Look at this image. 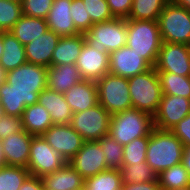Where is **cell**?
<instances>
[{
	"label": "cell",
	"mask_w": 190,
	"mask_h": 190,
	"mask_svg": "<svg viewBox=\"0 0 190 190\" xmlns=\"http://www.w3.org/2000/svg\"><path fill=\"white\" fill-rule=\"evenodd\" d=\"M38 103L47 109L53 124H70L73 111L66 102L64 94L46 88L40 92Z\"/></svg>",
	"instance_id": "obj_21"
},
{
	"label": "cell",
	"mask_w": 190,
	"mask_h": 190,
	"mask_svg": "<svg viewBox=\"0 0 190 190\" xmlns=\"http://www.w3.org/2000/svg\"><path fill=\"white\" fill-rule=\"evenodd\" d=\"M107 3L115 18L127 19L132 10L133 0H107Z\"/></svg>",
	"instance_id": "obj_41"
},
{
	"label": "cell",
	"mask_w": 190,
	"mask_h": 190,
	"mask_svg": "<svg viewBox=\"0 0 190 190\" xmlns=\"http://www.w3.org/2000/svg\"><path fill=\"white\" fill-rule=\"evenodd\" d=\"M22 15L21 3L0 0V31L9 32Z\"/></svg>",
	"instance_id": "obj_36"
},
{
	"label": "cell",
	"mask_w": 190,
	"mask_h": 190,
	"mask_svg": "<svg viewBox=\"0 0 190 190\" xmlns=\"http://www.w3.org/2000/svg\"><path fill=\"white\" fill-rule=\"evenodd\" d=\"M64 97L73 113L87 110L98 103L96 82L82 79L66 91Z\"/></svg>",
	"instance_id": "obj_20"
},
{
	"label": "cell",
	"mask_w": 190,
	"mask_h": 190,
	"mask_svg": "<svg viewBox=\"0 0 190 190\" xmlns=\"http://www.w3.org/2000/svg\"><path fill=\"white\" fill-rule=\"evenodd\" d=\"M30 175L25 167L1 166L0 167V190H19Z\"/></svg>",
	"instance_id": "obj_33"
},
{
	"label": "cell",
	"mask_w": 190,
	"mask_h": 190,
	"mask_svg": "<svg viewBox=\"0 0 190 190\" xmlns=\"http://www.w3.org/2000/svg\"><path fill=\"white\" fill-rule=\"evenodd\" d=\"M67 162L42 135L32 137L27 166L30 175L42 177L62 168Z\"/></svg>",
	"instance_id": "obj_10"
},
{
	"label": "cell",
	"mask_w": 190,
	"mask_h": 190,
	"mask_svg": "<svg viewBox=\"0 0 190 190\" xmlns=\"http://www.w3.org/2000/svg\"><path fill=\"white\" fill-rule=\"evenodd\" d=\"M161 190H177L190 187V175L182 163L163 170L157 175Z\"/></svg>",
	"instance_id": "obj_29"
},
{
	"label": "cell",
	"mask_w": 190,
	"mask_h": 190,
	"mask_svg": "<svg viewBox=\"0 0 190 190\" xmlns=\"http://www.w3.org/2000/svg\"><path fill=\"white\" fill-rule=\"evenodd\" d=\"M3 115H5V111H4V108H3V106H2V104L0 102V117L3 116Z\"/></svg>",
	"instance_id": "obj_50"
},
{
	"label": "cell",
	"mask_w": 190,
	"mask_h": 190,
	"mask_svg": "<svg viewBox=\"0 0 190 190\" xmlns=\"http://www.w3.org/2000/svg\"><path fill=\"white\" fill-rule=\"evenodd\" d=\"M149 137L150 135L134 139L129 144L123 146V165L146 162Z\"/></svg>",
	"instance_id": "obj_35"
},
{
	"label": "cell",
	"mask_w": 190,
	"mask_h": 190,
	"mask_svg": "<svg viewBox=\"0 0 190 190\" xmlns=\"http://www.w3.org/2000/svg\"><path fill=\"white\" fill-rule=\"evenodd\" d=\"M122 178L119 169H107L84 180L85 190H121Z\"/></svg>",
	"instance_id": "obj_31"
},
{
	"label": "cell",
	"mask_w": 190,
	"mask_h": 190,
	"mask_svg": "<svg viewBox=\"0 0 190 190\" xmlns=\"http://www.w3.org/2000/svg\"><path fill=\"white\" fill-rule=\"evenodd\" d=\"M128 83L132 108L154 117L163 95L160 78L154 67L128 78Z\"/></svg>",
	"instance_id": "obj_5"
},
{
	"label": "cell",
	"mask_w": 190,
	"mask_h": 190,
	"mask_svg": "<svg viewBox=\"0 0 190 190\" xmlns=\"http://www.w3.org/2000/svg\"><path fill=\"white\" fill-rule=\"evenodd\" d=\"M174 5L184 7L190 11V0H170Z\"/></svg>",
	"instance_id": "obj_46"
},
{
	"label": "cell",
	"mask_w": 190,
	"mask_h": 190,
	"mask_svg": "<svg viewBox=\"0 0 190 190\" xmlns=\"http://www.w3.org/2000/svg\"><path fill=\"white\" fill-rule=\"evenodd\" d=\"M71 3L72 0H54L46 18L49 29L60 37L80 34L70 15Z\"/></svg>",
	"instance_id": "obj_19"
},
{
	"label": "cell",
	"mask_w": 190,
	"mask_h": 190,
	"mask_svg": "<svg viewBox=\"0 0 190 190\" xmlns=\"http://www.w3.org/2000/svg\"><path fill=\"white\" fill-rule=\"evenodd\" d=\"M184 145L171 130L154 128L149 137L146 163L157 173L182 162Z\"/></svg>",
	"instance_id": "obj_2"
},
{
	"label": "cell",
	"mask_w": 190,
	"mask_h": 190,
	"mask_svg": "<svg viewBox=\"0 0 190 190\" xmlns=\"http://www.w3.org/2000/svg\"><path fill=\"white\" fill-rule=\"evenodd\" d=\"M76 66L82 79L96 82L109 73V53L100 52L85 41Z\"/></svg>",
	"instance_id": "obj_16"
},
{
	"label": "cell",
	"mask_w": 190,
	"mask_h": 190,
	"mask_svg": "<svg viewBox=\"0 0 190 190\" xmlns=\"http://www.w3.org/2000/svg\"><path fill=\"white\" fill-rule=\"evenodd\" d=\"M123 183H144L157 180V173L146 162L123 165L119 169Z\"/></svg>",
	"instance_id": "obj_32"
},
{
	"label": "cell",
	"mask_w": 190,
	"mask_h": 190,
	"mask_svg": "<svg viewBox=\"0 0 190 190\" xmlns=\"http://www.w3.org/2000/svg\"><path fill=\"white\" fill-rule=\"evenodd\" d=\"M21 119L24 130L33 136L43 135L53 125L49 112L39 103L27 106Z\"/></svg>",
	"instance_id": "obj_25"
},
{
	"label": "cell",
	"mask_w": 190,
	"mask_h": 190,
	"mask_svg": "<svg viewBox=\"0 0 190 190\" xmlns=\"http://www.w3.org/2000/svg\"><path fill=\"white\" fill-rule=\"evenodd\" d=\"M154 69L181 76H190V46L162 42Z\"/></svg>",
	"instance_id": "obj_11"
},
{
	"label": "cell",
	"mask_w": 190,
	"mask_h": 190,
	"mask_svg": "<svg viewBox=\"0 0 190 190\" xmlns=\"http://www.w3.org/2000/svg\"><path fill=\"white\" fill-rule=\"evenodd\" d=\"M127 44L152 67L162 45L158 21L126 20Z\"/></svg>",
	"instance_id": "obj_3"
},
{
	"label": "cell",
	"mask_w": 190,
	"mask_h": 190,
	"mask_svg": "<svg viewBox=\"0 0 190 190\" xmlns=\"http://www.w3.org/2000/svg\"><path fill=\"white\" fill-rule=\"evenodd\" d=\"M33 135L27 131L16 132L1 140L3 152L8 166L27 168Z\"/></svg>",
	"instance_id": "obj_17"
},
{
	"label": "cell",
	"mask_w": 190,
	"mask_h": 190,
	"mask_svg": "<svg viewBox=\"0 0 190 190\" xmlns=\"http://www.w3.org/2000/svg\"><path fill=\"white\" fill-rule=\"evenodd\" d=\"M96 85L98 103L111 115L132 108L128 78L107 73Z\"/></svg>",
	"instance_id": "obj_6"
},
{
	"label": "cell",
	"mask_w": 190,
	"mask_h": 190,
	"mask_svg": "<svg viewBox=\"0 0 190 190\" xmlns=\"http://www.w3.org/2000/svg\"><path fill=\"white\" fill-rule=\"evenodd\" d=\"M6 74H7V72L0 65V85L3 84L4 82H6Z\"/></svg>",
	"instance_id": "obj_48"
},
{
	"label": "cell",
	"mask_w": 190,
	"mask_h": 190,
	"mask_svg": "<svg viewBox=\"0 0 190 190\" xmlns=\"http://www.w3.org/2000/svg\"><path fill=\"white\" fill-rule=\"evenodd\" d=\"M154 128L152 115L131 108L111 115L109 135L125 146L134 139L150 135Z\"/></svg>",
	"instance_id": "obj_4"
},
{
	"label": "cell",
	"mask_w": 190,
	"mask_h": 190,
	"mask_svg": "<svg viewBox=\"0 0 190 190\" xmlns=\"http://www.w3.org/2000/svg\"><path fill=\"white\" fill-rule=\"evenodd\" d=\"M105 154L106 165L111 169L123 167V146L109 134L98 140Z\"/></svg>",
	"instance_id": "obj_34"
},
{
	"label": "cell",
	"mask_w": 190,
	"mask_h": 190,
	"mask_svg": "<svg viewBox=\"0 0 190 190\" xmlns=\"http://www.w3.org/2000/svg\"><path fill=\"white\" fill-rule=\"evenodd\" d=\"M70 15L76 29L82 34L86 33L93 25L91 18L87 16L83 0H72Z\"/></svg>",
	"instance_id": "obj_38"
},
{
	"label": "cell",
	"mask_w": 190,
	"mask_h": 190,
	"mask_svg": "<svg viewBox=\"0 0 190 190\" xmlns=\"http://www.w3.org/2000/svg\"><path fill=\"white\" fill-rule=\"evenodd\" d=\"M82 80L76 64L47 67V88L64 94Z\"/></svg>",
	"instance_id": "obj_23"
},
{
	"label": "cell",
	"mask_w": 190,
	"mask_h": 190,
	"mask_svg": "<svg viewBox=\"0 0 190 190\" xmlns=\"http://www.w3.org/2000/svg\"><path fill=\"white\" fill-rule=\"evenodd\" d=\"M181 163L190 175V146L184 147Z\"/></svg>",
	"instance_id": "obj_45"
},
{
	"label": "cell",
	"mask_w": 190,
	"mask_h": 190,
	"mask_svg": "<svg viewBox=\"0 0 190 190\" xmlns=\"http://www.w3.org/2000/svg\"><path fill=\"white\" fill-rule=\"evenodd\" d=\"M121 190H161L158 180L144 183H123Z\"/></svg>",
	"instance_id": "obj_43"
},
{
	"label": "cell",
	"mask_w": 190,
	"mask_h": 190,
	"mask_svg": "<svg viewBox=\"0 0 190 190\" xmlns=\"http://www.w3.org/2000/svg\"><path fill=\"white\" fill-rule=\"evenodd\" d=\"M6 165V159L3 152L2 142L0 140V167Z\"/></svg>",
	"instance_id": "obj_47"
},
{
	"label": "cell",
	"mask_w": 190,
	"mask_h": 190,
	"mask_svg": "<svg viewBox=\"0 0 190 190\" xmlns=\"http://www.w3.org/2000/svg\"><path fill=\"white\" fill-rule=\"evenodd\" d=\"M42 136L66 161H69L84 143L83 138L70 124H53Z\"/></svg>",
	"instance_id": "obj_13"
},
{
	"label": "cell",
	"mask_w": 190,
	"mask_h": 190,
	"mask_svg": "<svg viewBox=\"0 0 190 190\" xmlns=\"http://www.w3.org/2000/svg\"><path fill=\"white\" fill-rule=\"evenodd\" d=\"M19 190H44L41 177L29 175Z\"/></svg>",
	"instance_id": "obj_44"
},
{
	"label": "cell",
	"mask_w": 190,
	"mask_h": 190,
	"mask_svg": "<svg viewBox=\"0 0 190 190\" xmlns=\"http://www.w3.org/2000/svg\"><path fill=\"white\" fill-rule=\"evenodd\" d=\"M160 78L162 94L190 99V76H181L166 71H156Z\"/></svg>",
	"instance_id": "obj_28"
},
{
	"label": "cell",
	"mask_w": 190,
	"mask_h": 190,
	"mask_svg": "<svg viewBox=\"0 0 190 190\" xmlns=\"http://www.w3.org/2000/svg\"><path fill=\"white\" fill-rule=\"evenodd\" d=\"M159 31L163 42L190 46V11L169 1L159 19Z\"/></svg>",
	"instance_id": "obj_8"
},
{
	"label": "cell",
	"mask_w": 190,
	"mask_h": 190,
	"mask_svg": "<svg viewBox=\"0 0 190 190\" xmlns=\"http://www.w3.org/2000/svg\"><path fill=\"white\" fill-rule=\"evenodd\" d=\"M85 180L109 169L98 141H84L78 152L68 161Z\"/></svg>",
	"instance_id": "obj_12"
},
{
	"label": "cell",
	"mask_w": 190,
	"mask_h": 190,
	"mask_svg": "<svg viewBox=\"0 0 190 190\" xmlns=\"http://www.w3.org/2000/svg\"><path fill=\"white\" fill-rule=\"evenodd\" d=\"M171 131L182 141L184 147L190 146V113L178 122Z\"/></svg>",
	"instance_id": "obj_42"
},
{
	"label": "cell",
	"mask_w": 190,
	"mask_h": 190,
	"mask_svg": "<svg viewBox=\"0 0 190 190\" xmlns=\"http://www.w3.org/2000/svg\"><path fill=\"white\" fill-rule=\"evenodd\" d=\"M3 54V32L0 31V59Z\"/></svg>",
	"instance_id": "obj_49"
},
{
	"label": "cell",
	"mask_w": 190,
	"mask_h": 190,
	"mask_svg": "<svg viewBox=\"0 0 190 190\" xmlns=\"http://www.w3.org/2000/svg\"><path fill=\"white\" fill-rule=\"evenodd\" d=\"M26 62L24 45L10 31L3 32V54L0 59V65L8 72Z\"/></svg>",
	"instance_id": "obj_27"
},
{
	"label": "cell",
	"mask_w": 190,
	"mask_h": 190,
	"mask_svg": "<svg viewBox=\"0 0 190 190\" xmlns=\"http://www.w3.org/2000/svg\"><path fill=\"white\" fill-rule=\"evenodd\" d=\"M152 66L133 49L124 46L109 54V73L130 78L144 73Z\"/></svg>",
	"instance_id": "obj_15"
},
{
	"label": "cell",
	"mask_w": 190,
	"mask_h": 190,
	"mask_svg": "<svg viewBox=\"0 0 190 190\" xmlns=\"http://www.w3.org/2000/svg\"><path fill=\"white\" fill-rule=\"evenodd\" d=\"M11 1H16L18 3H22L23 0H11Z\"/></svg>",
	"instance_id": "obj_52"
},
{
	"label": "cell",
	"mask_w": 190,
	"mask_h": 190,
	"mask_svg": "<svg viewBox=\"0 0 190 190\" xmlns=\"http://www.w3.org/2000/svg\"><path fill=\"white\" fill-rule=\"evenodd\" d=\"M190 113V99L162 95L157 113L154 115V127L160 130H171L178 122Z\"/></svg>",
	"instance_id": "obj_14"
},
{
	"label": "cell",
	"mask_w": 190,
	"mask_h": 190,
	"mask_svg": "<svg viewBox=\"0 0 190 190\" xmlns=\"http://www.w3.org/2000/svg\"><path fill=\"white\" fill-rule=\"evenodd\" d=\"M41 179L46 190H79L84 187V179L68 162Z\"/></svg>",
	"instance_id": "obj_22"
},
{
	"label": "cell",
	"mask_w": 190,
	"mask_h": 190,
	"mask_svg": "<svg viewBox=\"0 0 190 190\" xmlns=\"http://www.w3.org/2000/svg\"><path fill=\"white\" fill-rule=\"evenodd\" d=\"M47 88V67L24 63L6 74L0 85V102L6 115L21 117L24 109L38 103L42 90Z\"/></svg>",
	"instance_id": "obj_1"
},
{
	"label": "cell",
	"mask_w": 190,
	"mask_h": 190,
	"mask_svg": "<svg viewBox=\"0 0 190 190\" xmlns=\"http://www.w3.org/2000/svg\"><path fill=\"white\" fill-rule=\"evenodd\" d=\"M177 190H190V187L183 188V189H177Z\"/></svg>",
	"instance_id": "obj_51"
},
{
	"label": "cell",
	"mask_w": 190,
	"mask_h": 190,
	"mask_svg": "<svg viewBox=\"0 0 190 190\" xmlns=\"http://www.w3.org/2000/svg\"><path fill=\"white\" fill-rule=\"evenodd\" d=\"M47 30H49V27L46 19L34 18L23 14L10 32L25 46Z\"/></svg>",
	"instance_id": "obj_26"
},
{
	"label": "cell",
	"mask_w": 190,
	"mask_h": 190,
	"mask_svg": "<svg viewBox=\"0 0 190 190\" xmlns=\"http://www.w3.org/2000/svg\"><path fill=\"white\" fill-rule=\"evenodd\" d=\"M84 36L90 46L110 54L127 44L126 19L113 18L93 24Z\"/></svg>",
	"instance_id": "obj_7"
},
{
	"label": "cell",
	"mask_w": 190,
	"mask_h": 190,
	"mask_svg": "<svg viewBox=\"0 0 190 190\" xmlns=\"http://www.w3.org/2000/svg\"><path fill=\"white\" fill-rule=\"evenodd\" d=\"M54 0H23L22 13L34 18L46 19Z\"/></svg>",
	"instance_id": "obj_39"
},
{
	"label": "cell",
	"mask_w": 190,
	"mask_h": 190,
	"mask_svg": "<svg viewBox=\"0 0 190 190\" xmlns=\"http://www.w3.org/2000/svg\"><path fill=\"white\" fill-rule=\"evenodd\" d=\"M84 43L85 36L82 33L60 37L52 54L51 66L76 64Z\"/></svg>",
	"instance_id": "obj_24"
},
{
	"label": "cell",
	"mask_w": 190,
	"mask_h": 190,
	"mask_svg": "<svg viewBox=\"0 0 190 190\" xmlns=\"http://www.w3.org/2000/svg\"><path fill=\"white\" fill-rule=\"evenodd\" d=\"M111 114L99 103L95 106L73 113L70 125L84 141H98L109 134Z\"/></svg>",
	"instance_id": "obj_9"
},
{
	"label": "cell",
	"mask_w": 190,
	"mask_h": 190,
	"mask_svg": "<svg viewBox=\"0 0 190 190\" xmlns=\"http://www.w3.org/2000/svg\"><path fill=\"white\" fill-rule=\"evenodd\" d=\"M170 0H133L132 10L126 20L158 21L165 5Z\"/></svg>",
	"instance_id": "obj_30"
},
{
	"label": "cell",
	"mask_w": 190,
	"mask_h": 190,
	"mask_svg": "<svg viewBox=\"0 0 190 190\" xmlns=\"http://www.w3.org/2000/svg\"><path fill=\"white\" fill-rule=\"evenodd\" d=\"M87 10V16L93 24L105 22L115 18L108 6L107 0H83Z\"/></svg>",
	"instance_id": "obj_37"
},
{
	"label": "cell",
	"mask_w": 190,
	"mask_h": 190,
	"mask_svg": "<svg viewBox=\"0 0 190 190\" xmlns=\"http://www.w3.org/2000/svg\"><path fill=\"white\" fill-rule=\"evenodd\" d=\"M20 131H24L21 117L6 114L0 117V140Z\"/></svg>",
	"instance_id": "obj_40"
},
{
	"label": "cell",
	"mask_w": 190,
	"mask_h": 190,
	"mask_svg": "<svg viewBox=\"0 0 190 190\" xmlns=\"http://www.w3.org/2000/svg\"><path fill=\"white\" fill-rule=\"evenodd\" d=\"M59 39L60 36L49 29L38 38L26 44L24 47L27 62L50 67L52 54Z\"/></svg>",
	"instance_id": "obj_18"
}]
</instances>
